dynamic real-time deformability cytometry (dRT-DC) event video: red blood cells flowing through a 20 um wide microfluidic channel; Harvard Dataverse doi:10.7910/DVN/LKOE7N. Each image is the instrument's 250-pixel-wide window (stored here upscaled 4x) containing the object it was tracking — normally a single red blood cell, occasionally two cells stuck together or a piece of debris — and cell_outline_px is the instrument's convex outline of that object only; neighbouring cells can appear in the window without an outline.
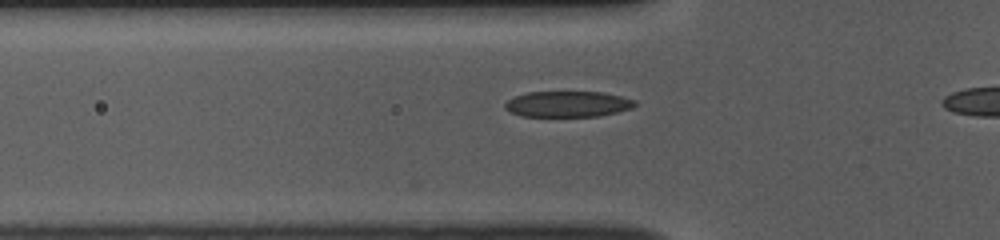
{"species": "common noctule bat (a hibernating species)", "species_latin": "Nyctalus noctula", "temperature_condition": "room temperature", "stored_images_in_passage": 13, "camera_frame_rate_fps": 3000, "um_per_image_px": 0.085, "animal": {"sex": "female", "body_mass_g": 10.0, "forearm_length_mm": 53.1}, "frame": {"image": 1, "passage_image": 11, "time_ms": 3.333, "image_size_px": [1000, 240], "cell_outline_px": [[636, 104], [632, 108], [600, 116], [520, 116], [504, 108], [504, 104], [508, 100], [516, 96], [528, 92], [604, 92], [636, 100]], "centroid_in_image_um": [48.27, 8.84], "position_along_channel_um": 77.5, "area_um2": 19.48}}